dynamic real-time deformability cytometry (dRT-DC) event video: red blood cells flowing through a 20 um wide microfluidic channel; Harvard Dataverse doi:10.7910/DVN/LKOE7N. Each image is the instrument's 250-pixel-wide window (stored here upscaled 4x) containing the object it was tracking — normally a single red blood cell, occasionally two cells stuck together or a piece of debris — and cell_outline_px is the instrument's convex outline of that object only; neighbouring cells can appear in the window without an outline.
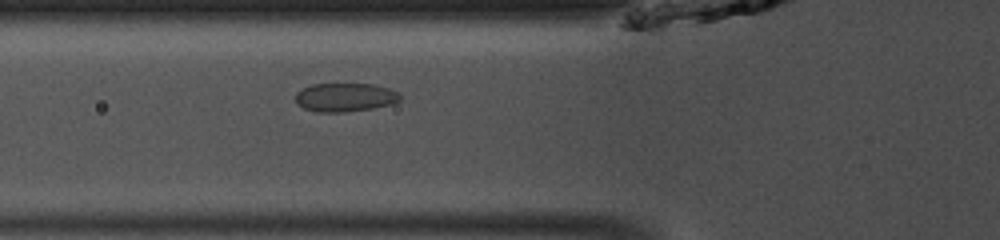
{"species": "common noctule bat (a hibernating species)", "species_latin": "Nyctalus noctula", "temperature_condition": "room temperature", "stored_images_in_passage": 36, "camera_frame_rate_fps": 3000, "um_per_image_px": 0.085, "animal": {"sex": "male", "body_mass_g": 13.0, "forearm_length_mm": 53.1}, "frame": {"image": 1, "passage_image": 5, "time_ms": 1.333, "image_size_px": [1000, 240], "cell_outline_px": [[400, 100], [392, 104], [372, 108], [344, 112], [316, 112], [304, 108], [296, 100], [296, 92], [312, 84], [372, 84], [388, 88], [396, 92], [400, 96]], "centroid_in_image_um": [29.33, 8.27], "position_along_channel_um": 96.5, "area_um2": 17.22}}
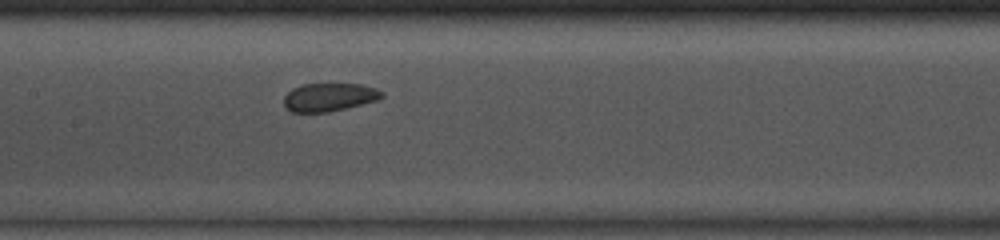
{"frame": {"image": 2, "passage_image": 11, "time_ms": 3.333, "image_size_px": [1000, 240], "cell_outline_px": [[384, 96], [376, 100], [328, 112], [292, 112], [284, 108], [284, 96], [292, 88], [304, 84], [360, 84], [376, 88], [384, 92]], "centroid_in_image_um": [27.95, 8.25], "position_along_channel_um": 179.4, "area_um2": 16.01}}
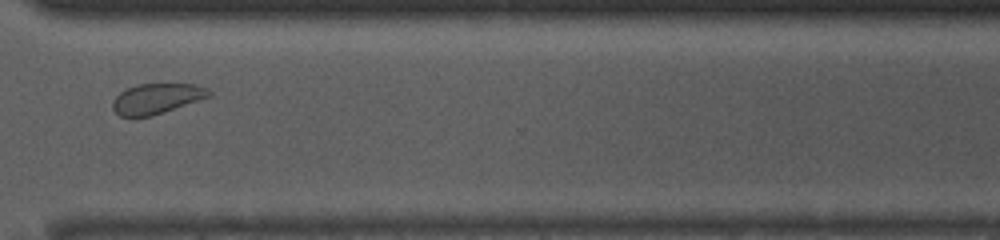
{"frame": {"image": 3, "passage_image": 24, "time_ms": 7.667, "image_size_px": [1000, 240], "cell_outline_px": [[212, 96], [152, 116], [120, 116], [112, 108], [112, 100], [120, 92], [136, 84], [196, 84], [208, 88], [212, 92]], "centroid_in_image_um": [13.34, 8.37], "position_along_channel_um": 357.3, "area_um2": 17.05}, "authors_computed_cell_mechanics": {"area_um2": 17.1088, "velocity_mm_per_s": 4.1115, "shape_relaxation_time_tau1_ms": null, "shape_relaxation_time_tau2_ms": 1.6804, "deformation_change_tau1": null, "deformation_change_tau2": 0.0646}}